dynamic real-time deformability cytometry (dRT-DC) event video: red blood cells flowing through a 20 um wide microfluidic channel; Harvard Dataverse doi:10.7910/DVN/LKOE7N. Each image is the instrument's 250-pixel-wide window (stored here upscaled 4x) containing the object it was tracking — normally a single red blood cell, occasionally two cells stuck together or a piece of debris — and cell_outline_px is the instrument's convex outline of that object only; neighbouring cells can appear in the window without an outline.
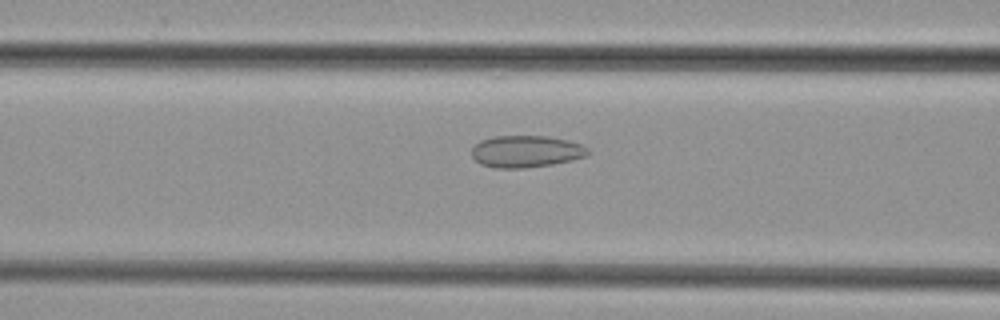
{"species": "common noctule bat (a hibernating species)", "species_latin": "Nyctalus noctula", "temperature_condition": "cold", "stored_images_in_passage": 36, "camera_frame_rate_fps": 3000, "um_per_image_px": 0.085, "animal": {"sex": "female", "body_mass_g": 29.2, "forearm_length_mm": 56.3}, "frame": {"image": 1, "passage_image": 7, "time_ms": 2.0, "image_size_px": [1000, 320], "cell_outline_px": [[588, 156], [572, 160], [552, 164], [524, 168], [496, 168], [480, 164], [472, 156], [472, 148], [480, 140], [492, 136], [548, 136], [568, 140], [580, 144], [588, 148]], "centroid_in_image_um": [44.71, 12.87], "position_along_channel_um": 121.9, "area_um2": 21.68}}
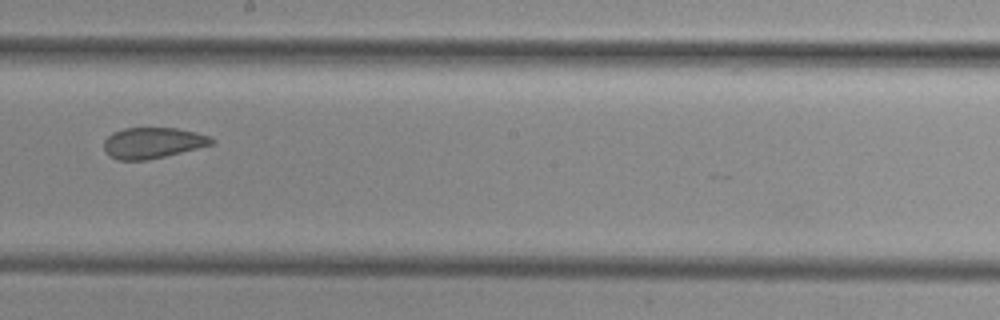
{"frame": {"image": 2, "passage_image": 15, "time_ms": 4.667, "image_size_px": [1000, 320], "cell_outline_px": [[216, 140], [212, 144], [148, 160], [116, 160], [108, 156], [104, 152], [104, 140], [112, 132], [124, 128], [176, 128], [196, 132], [208, 136]], "centroid_in_image_um": [12.92, 12.14], "position_along_channel_um": 235.3, "area_um2": 19.36}}
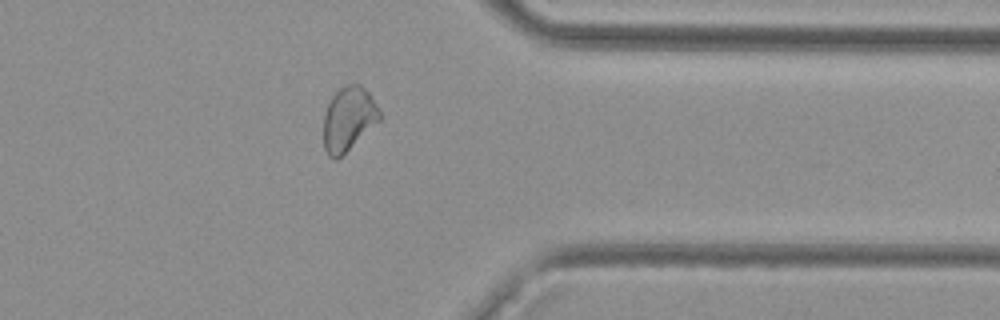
{"frame": {"image": 3, "passage_image": 26, "time_ms": 8.333, "image_size_px": [1000, 320], "cell_outline_px": [[380, 120], [336, 160], [332, 160], [328, 156], [324, 148], [324, 116], [328, 104], [332, 96], [340, 88], [348, 84], [360, 84], [368, 92], [380, 112]], "centroid_in_image_um": [29.6, 10.11], "position_along_channel_um": 381.8, "area_um2": 20.52}}